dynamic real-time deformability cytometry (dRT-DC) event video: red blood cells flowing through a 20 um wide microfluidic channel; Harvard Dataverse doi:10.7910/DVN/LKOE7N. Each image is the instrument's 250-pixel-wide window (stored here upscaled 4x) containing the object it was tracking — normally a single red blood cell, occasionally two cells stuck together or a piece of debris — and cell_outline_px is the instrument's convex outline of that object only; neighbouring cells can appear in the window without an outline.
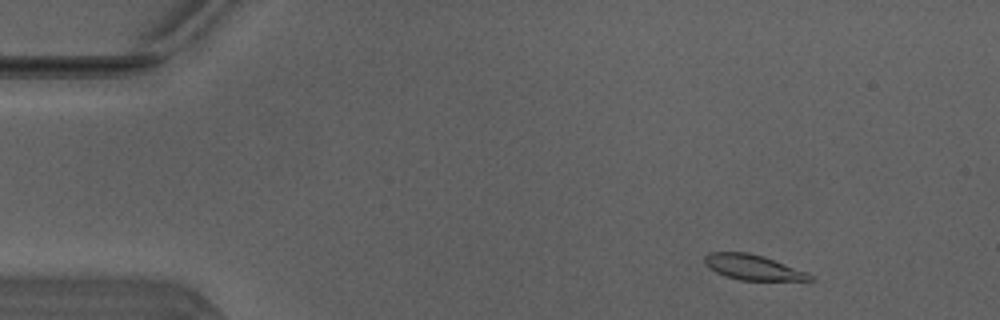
{"species": "Egyptian fruit bat (a non-hibernating species)", "species_latin": "Rousettus aegyptiacus", "temperature_condition": "warm", "stored_images_in_passage": 48, "camera_frame_rate_fps": 3000, "um_per_image_px": 0.085, "animal": {"sex": "male"}, "frame": {"image": 1, "passage_image": 4, "time_ms": 1.0, "image_size_px": [1000, 320], "cell_outline_px": [[816, 280], [740, 280], [724, 276], [716, 272], [704, 264], [704, 256], [708, 252], [748, 252], [764, 256], [808, 272]], "centroid_in_image_um": [63.98, 22.71], "position_along_channel_um": 21.0, "area_um2": 15.55}}
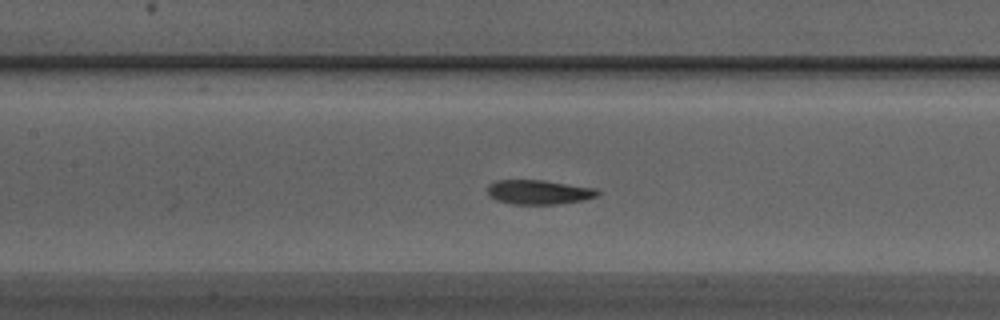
{"frame": {"image": 2, "passage_image": 21, "time_ms": 6.667, "image_size_px": [1000, 320], "cell_outline_px": [[600, 192], [596, 196], [584, 200], [556, 204], [512, 204], [496, 200], [488, 192], [488, 184], [496, 180], [544, 180], [596, 188]], "centroid_in_image_um": [45.81, 16.32], "position_along_channel_um": 161.6, "area_um2": 15.61}}
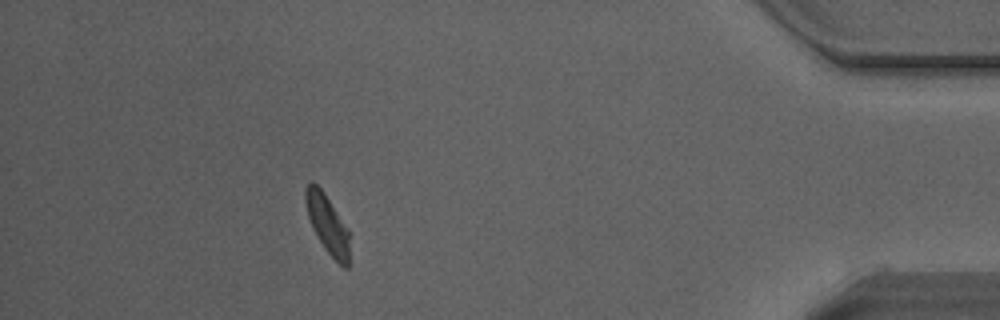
{"frame": {"image": 3, "passage_image": 43, "time_ms": 14.0, "image_size_px": [1000, 320], "cell_outline_px": [[352, 264], [348, 268], [344, 268], [324, 248], [312, 228], [308, 216], [304, 200], [304, 188], [312, 180], [324, 192], [352, 232]], "centroid_in_image_um": [27.93, 19.12], "position_along_channel_um": 407.3, "area_um2": 16.13}, "authors_computed_cell_mechanics": {"area_um2": 16.0684, "velocity_mm_per_s": 4.0823, "shape_relaxation_time_tau1_ms": 3.5682, "shape_relaxation_time_tau2_ms": 2.3104, "deformation_change_tau1": 0.1537, "deformation_change_tau2": 0.0704}}